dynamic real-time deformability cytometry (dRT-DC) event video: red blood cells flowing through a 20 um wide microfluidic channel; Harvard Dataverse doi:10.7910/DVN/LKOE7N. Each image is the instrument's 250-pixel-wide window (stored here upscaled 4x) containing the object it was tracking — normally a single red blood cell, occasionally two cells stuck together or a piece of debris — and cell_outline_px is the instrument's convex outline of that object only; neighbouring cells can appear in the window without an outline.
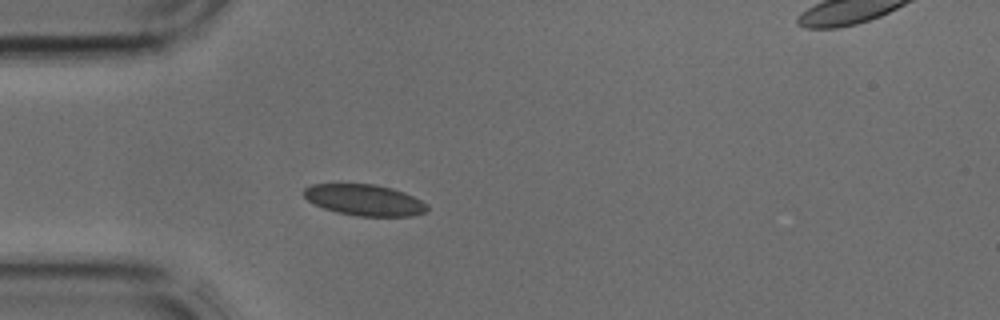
{"species": "common noctule bat (a hibernating species)", "species_latin": "Nyctalus noctula", "temperature_condition": "cold", "stored_images_in_passage": 32, "segment_of_instrument_passage": [1, 2], "camera_frame_rate_fps": 3000, "um_per_image_px": 0.085, "animal": {"sex": "male", "body_mass_g": 17.9, "forearm_length_mm": 54.2}, "frame": {"image": 1, "passage_image": 1, "time_ms": 0.0, "image_size_px": [1000, 320], "cell_outline_px": [[428, 208], [424, 212], [412, 216], [360, 216], [336, 212], [324, 208], [308, 200], [304, 196], [304, 188], [312, 184], [372, 184], [392, 188], [404, 192], [428, 204]], "centroid_in_image_um": [30.99, 17.0], "position_along_channel_um": 54.0, "area_um2": 22.2}}
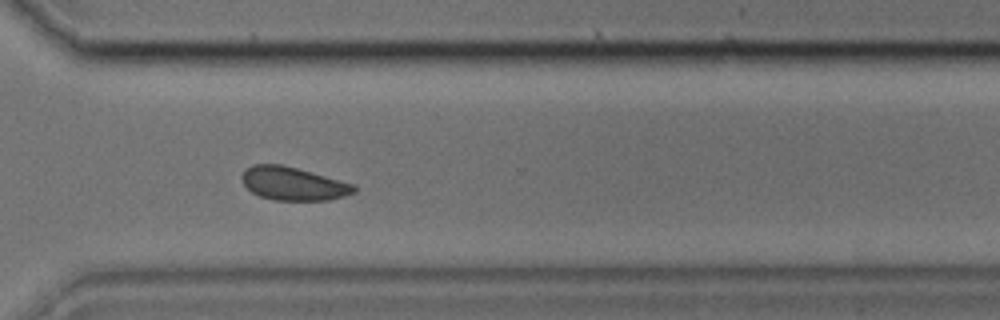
{"frame": {"image": 2, "passage_image": 20, "time_ms": 6.333, "image_size_px": [1000, 320], "cell_outline_px": [[356, 192], [344, 196], [328, 200], [272, 200], [260, 196], [252, 192], [244, 184], [240, 176], [252, 164], [280, 164], [296, 168], [356, 184]], "centroid_in_image_um": [24.94, 15.61], "position_along_channel_um": 345.7, "area_um2": 21.68}}
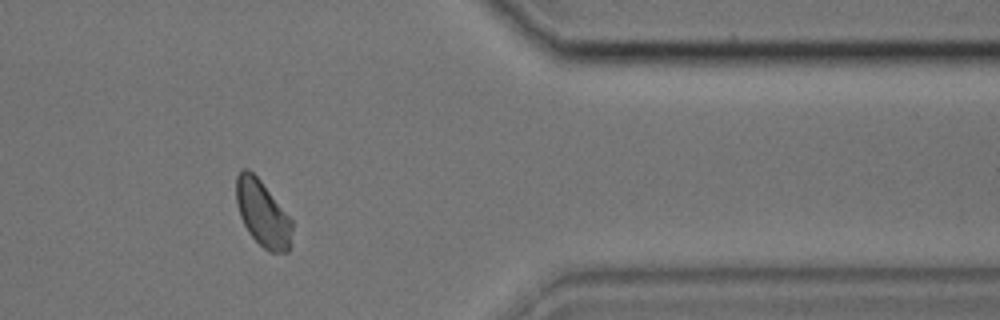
{"frame": {"image": 3, "passage_image": 24, "time_ms": 7.667, "image_size_px": [1000, 320], "cell_outline_px": [[292, 228], [288, 252], [272, 252], [264, 248], [248, 232], [240, 216], [236, 200], [236, 176], [244, 168], [248, 168], [260, 180], [292, 220]], "centroid_in_image_um": [22.31, 18.14], "position_along_channel_um": 389.1, "area_um2": 21.1}}